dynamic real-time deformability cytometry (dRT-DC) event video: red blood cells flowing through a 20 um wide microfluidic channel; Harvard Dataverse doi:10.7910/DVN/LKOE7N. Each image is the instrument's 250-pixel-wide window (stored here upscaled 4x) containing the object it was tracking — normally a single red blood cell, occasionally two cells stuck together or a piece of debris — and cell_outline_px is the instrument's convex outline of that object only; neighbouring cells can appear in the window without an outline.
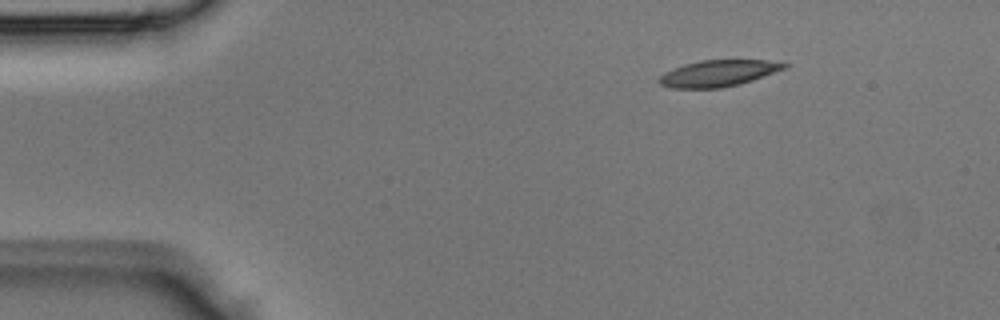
{"species": "Egyptian fruit bat (a non-hibernating species)", "species_latin": "Rousettus aegyptiacus", "temperature_condition": "room temperature", "stored_images_in_passage": 3, "segment_of_instrument_passage": [1, 2], "camera_frame_rate_fps": 3000, "um_per_image_px": 0.085, "animal": {"sex": "male"}, "frame": {"image": 1, "passage_image": 1, "time_ms": 0.0, "image_size_px": [1000, 320], "cell_outline_px": [[788, 64], [784, 68], [752, 80], [740, 84], [720, 88], [668, 88], [660, 84], [656, 80], [664, 72], [684, 64], [700, 60], [768, 60]], "centroid_in_image_um": [60.97, 6.23], "position_along_channel_um": 24.0, "area_um2": 19.13}}
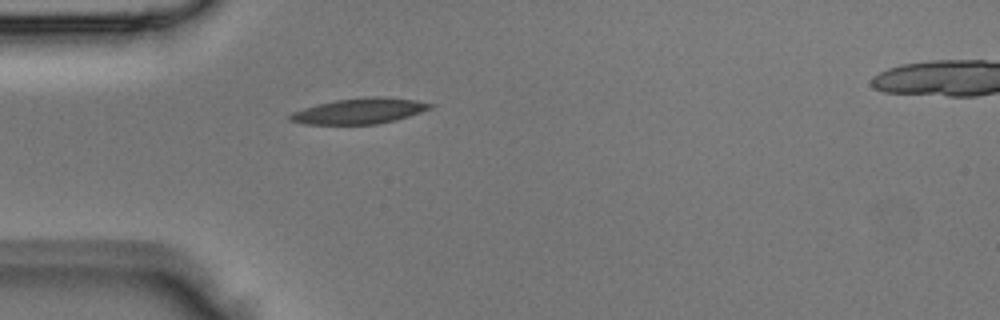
{"frame": {"image": 2, "passage_image": 2, "time_ms": 0.333, "image_size_px": [1000, 320], "cell_outline_px": [[436, 104], [432, 108], [396, 120], [376, 124], [304, 124], [288, 120], [288, 116], [292, 112], [304, 108], [336, 100], [376, 96], [416, 100]], "centroid_in_image_um": [30.57, 9.44], "position_along_channel_um": 54.4, "area_um2": 20.69}}